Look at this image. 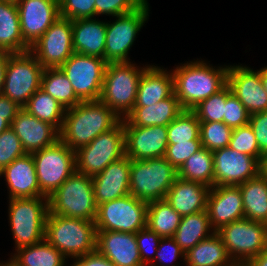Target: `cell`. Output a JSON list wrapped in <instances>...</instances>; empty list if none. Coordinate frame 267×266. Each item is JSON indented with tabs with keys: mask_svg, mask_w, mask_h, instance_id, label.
I'll use <instances>...</instances> for the list:
<instances>
[{
	"mask_svg": "<svg viewBox=\"0 0 267 266\" xmlns=\"http://www.w3.org/2000/svg\"><path fill=\"white\" fill-rule=\"evenodd\" d=\"M209 191L205 184L177 177L165 199L177 213L185 216L207 209Z\"/></svg>",
	"mask_w": 267,
	"mask_h": 266,
	"instance_id": "d4e9b609",
	"label": "cell"
},
{
	"mask_svg": "<svg viewBox=\"0 0 267 266\" xmlns=\"http://www.w3.org/2000/svg\"><path fill=\"white\" fill-rule=\"evenodd\" d=\"M164 243L168 244V246L164 245ZM156 254V258H158V261L160 262L167 260V258H169L170 261H173L181 254L182 257L185 256V252L180 248L173 237L161 238Z\"/></svg>",
	"mask_w": 267,
	"mask_h": 266,
	"instance_id": "681fc988",
	"label": "cell"
},
{
	"mask_svg": "<svg viewBox=\"0 0 267 266\" xmlns=\"http://www.w3.org/2000/svg\"><path fill=\"white\" fill-rule=\"evenodd\" d=\"M231 266H247L246 263H238V262H234Z\"/></svg>",
	"mask_w": 267,
	"mask_h": 266,
	"instance_id": "91938a15",
	"label": "cell"
},
{
	"mask_svg": "<svg viewBox=\"0 0 267 266\" xmlns=\"http://www.w3.org/2000/svg\"><path fill=\"white\" fill-rule=\"evenodd\" d=\"M0 266H19L12 258L10 260V262L5 263V264H0Z\"/></svg>",
	"mask_w": 267,
	"mask_h": 266,
	"instance_id": "680465c9",
	"label": "cell"
},
{
	"mask_svg": "<svg viewBox=\"0 0 267 266\" xmlns=\"http://www.w3.org/2000/svg\"><path fill=\"white\" fill-rule=\"evenodd\" d=\"M13 260L19 266H64L65 256L45 239L40 243L17 249Z\"/></svg>",
	"mask_w": 267,
	"mask_h": 266,
	"instance_id": "e575fe53",
	"label": "cell"
},
{
	"mask_svg": "<svg viewBox=\"0 0 267 266\" xmlns=\"http://www.w3.org/2000/svg\"><path fill=\"white\" fill-rule=\"evenodd\" d=\"M41 89L57 100L66 110L81 102L77 98L70 81L59 67L44 68Z\"/></svg>",
	"mask_w": 267,
	"mask_h": 266,
	"instance_id": "836d02e7",
	"label": "cell"
},
{
	"mask_svg": "<svg viewBox=\"0 0 267 266\" xmlns=\"http://www.w3.org/2000/svg\"><path fill=\"white\" fill-rule=\"evenodd\" d=\"M174 93L173 75L154 66L146 67L139 79L135 106H151Z\"/></svg>",
	"mask_w": 267,
	"mask_h": 266,
	"instance_id": "4316f807",
	"label": "cell"
},
{
	"mask_svg": "<svg viewBox=\"0 0 267 266\" xmlns=\"http://www.w3.org/2000/svg\"><path fill=\"white\" fill-rule=\"evenodd\" d=\"M247 266H267V248L256 257L250 259Z\"/></svg>",
	"mask_w": 267,
	"mask_h": 266,
	"instance_id": "db71d44e",
	"label": "cell"
},
{
	"mask_svg": "<svg viewBox=\"0 0 267 266\" xmlns=\"http://www.w3.org/2000/svg\"><path fill=\"white\" fill-rule=\"evenodd\" d=\"M107 62L96 56L73 53L59 68L81 101L99 100Z\"/></svg>",
	"mask_w": 267,
	"mask_h": 266,
	"instance_id": "4fadbf2b",
	"label": "cell"
},
{
	"mask_svg": "<svg viewBox=\"0 0 267 266\" xmlns=\"http://www.w3.org/2000/svg\"><path fill=\"white\" fill-rule=\"evenodd\" d=\"M249 116L250 114L247 112L245 106L231 93L226 98L223 122L231 128H237L248 125Z\"/></svg>",
	"mask_w": 267,
	"mask_h": 266,
	"instance_id": "f6af8a7d",
	"label": "cell"
},
{
	"mask_svg": "<svg viewBox=\"0 0 267 266\" xmlns=\"http://www.w3.org/2000/svg\"><path fill=\"white\" fill-rule=\"evenodd\" d=\"M214 186L239 185L260 173L261 163L230 147L213 151Z\"/></svg>",
	"mask_w": 267,
	"mask_h": 266,
	"instance_id": "e0dca14e",
	"label": "cell"
},
{
	"mask_svg": "<svg viewBox=\"0 0 267 266\" xmlns=\"http://www.w3.org/2000/svg\"><path fill=\"white\" fill-rule=\"evenodd\" d=\"M228 85L206 100L201 101L192 111L200 122H223L226 98L231 94Z\"/></svg>",
	"mask_w": 267,
	"mask_h": 266,
	"instance_id": "f35d334b",
	"label": "cell"
},
{
	"mask_svg": "<svg viewBox=\"0 0 267 266\" xmlns=\"http://www.w3.org/2000/svg\"><path fill=\"white\" fill-rule=\"evenodd\" d=\"M260 173L267 179V154L263 156L261 161Z\"/></svg>",
	"mask_w": 267,
	"mask_h": 266,
	"instance_id": "6f0895ef",
	"label": "cell"
},
{
	"mask_svg": "<svg viewBox=\"0 0 267 266\" xmlns=\"http://www.w3.org/2000/svg\"><path fill=\"white\" fill-rule=\"evenodd\" d=\"M45 240L64 256L77 258L96 250L97 229L93 221L48 213Z\"/></svg>",
	"mask_w": 267,
	"mask_h": 266,
	"instance_id": "3957f363",
	"label": "cell"
},
{
	"mask_svg": "<svg viewBox=\"0 0 267 266\" xmlns=\"http://www.w3.org/2000/svg\"><path fill=\"white\" fill-rule=\"evenodd\" d=\"M207 198V212L214 232L244 218L242 194L239 185L213 186Z\"/></svg>",
	"mask_w": 267,
	"mask_h": 266,
	"instance_id": "ffe728a7",
	"label": "cell"
},
{
	"mask_svg": "<svg viewBox=\"0 0 267 266\" xmlns=\"http://www.w3.org/2000/svg\"><path fill=\"white\" fill-rule=\"evenodd\" d=\"M9 203V219L16 248L43 241L49 212L48 197L10 198Z\"/></svg>",
	"mask_w": 267,
	"mask_h": 266,
	"instance_id": "52a82bcc",
	"label": "cell"
},
{
	"mask_svg": "<svg viewBox=\"0 0 267 266\" xmlns=\"http://www.w3.org/2000/svg\"><path fill=\"white\" fill-rule=\"evenodd\" d=\"M8 57H9V52L0 50V95L3 93Z\"/></svg>",
	"mask_w": 267,
	"mask_h": 266,
	"instance_id": "f5cc1de1",
	"label": "cell"
},
{
	"mask_svg": "<svg viewBox=\"0 0 267 266\" xmlns=\"http://www.w3.org/2000/svg\"><path fill=\"white\" fill-rule=\"evenodd\" d=\"M9 127L10 124L7 122V114H0V134Z\"/></svg>",
	"mask_w": 267,
	"mask_h": 266,
	"instance_id": "11a10c76",
	"label": "cell"
},
{
	"mask_svg": "<svg viewBox=\"0 0 267 266\" xmlns=\"http://www.w3.org/2000/svg\"><path fill=\"white\" fill-rule=\"evenodd\" d=\"M148 203L128 194L98 205L97 231L137 233L146 228Z\"/></svg>",
	"mask_w": 267,
	"mask_h": 266,
	"instance_id": "7c38bea8",
	"label": "cell"
},
{
	"mask_svg": "<svg viewBox=\"0 0 267 266\" xmlns=\"http://www.w3.org/2000/svg\"><path fill=\"white\" fill-rule=\"evenodd\" d=\"M145 69H136L129 61L107 63L99 100L119 117L121 113L126 117L135 106L139 79Z\"/></svg>",
	"mask_w": 267,
	"mask_h": 266,
	"instance_id": "8992f818",
	"label": "cell"
},
{
	"mask_svg": "<svg viewBox=\"0 0 267 266\" xmlns=\"http://www.w3.org/2000/svg\"><path fill=\"white\" fill-rule=\"evenodd\" d=\"M216 233L235 263H247L267 248V224L262 222L242 218L221 227Z\"/></svg>",
	"mask_w": 267,
	"mask_h": 266,
	"instance_id": "8fae6325",
	"label": "cell"
},
{
	"mask_svg": "<svg viewBox=\"0 0 267 266\" xmlns=\"http://www.w3.org/2000/svg\"><path fill=\"white\" fill-rule=\"evenodd\" d=\"M184 109L174 93L151 106H134L125 117L133 126H168Z\"/></svg>",
	"mask_w": 267,
	"mask_h": 266,
	"instance_id": "83f0119b",
	"label": "cell"
},
{
	"mask_svg": "<svg viewBox=\"0 0 267 266\" xmlns=\"http://www.w3.org/2000/svg\"><path fill=\"white\" fill-rule=\"evenodd\" d=\"M43 68H58L74 53L72 20L59 17L30 47ZM35 52V53H34Z\"/></svg>",
	"mask_w": 267,
	"mask_h": 266,
	"instance_id": "9a60e30c",
	"label": "cell"
},
{
	"mask_svg": "<svg viewBox=\"0 0 267 266\" xmlns=\"http://www.w3.org/2000/svg\"><path fill=\"white\" fill-rule=\"evenodd\" d=\"M229 67L213 69L206 63L191 62L172 73L174 95L184 110H192L201 101L227 85Z\"/></svg>",
	"mask_w": 267,
	"mask_h": 266,
	"instance_id": "7a4b0ae2",
	"label": "cell"
},
{
	"mask_svg": "<svg viewBox=\"0 0 267 266\" xmlns=\"http://www.w3.org/2000/svg\"><path fill=\"white\" fill-rule=\"evenodd\" d=\"M261 81L264 90L267 92V67L260 70Z\"/></svg>",
	"mask_w": 267,
	"mask_h": 266,
	"instance_id": "9f6ffc18",
	"label": "cell"
},
{
	"mask_svg": "<svg viewBox=\"0 0 267 266\" xmlns=\"http://www.w3.org/2000/svg\"><path fill=\"white\" fill-rule=\"evenodd\" d=\"M233 128L224 122H200V140L202 147L209 151L229 146Z\"/></svg>",
	"mask_w": 267,
	"mask_h": 266,
	"instance_id": "ab89813d",
	"label": "cell"
},
{
	"mask_svg": "<svg viewBox=\"0 0 267 266\" xmlns=\"http://www.w3.org/2000/svg\"><path fill=\"white\" fill-rule=\"evenodd\" d=\"M107 23L91 18L72 20L75 53L104 59Z\"/></svg>",
	"mask_w": 267,
	"mask_h": 266,
	"instance_id": "484cf974",
	"label": "cell"
},
{
	"mask_svg": "<svg viewBox=\"0 0 267 266\" xmlns=\"http://www.w3.org/2000/svg\"><path fill=\"white\" fill-rule=\"evenodd\" d=\"M242 194L244 218L267 224V179L259 173L239 184Z\"/></svg>",
	"mask_w": 267,
	"mask_h": 266,
	"instance_id": "4dcf8cb0",
	"label": "cell"
},
{
	"mask_svg": "<svg viewBox=\"0 0 267 266\" xmlns=\"http://www.w3.org/2000/svg\"><path fill=\"white\" fill-rule=\"evenodd\" d=\"M147 4L145 0L135 10L118 15L116 16L118 20L111 24L107 23L104 52V60L107 63L128 62V51L148 16Z\"/></svg>",
	"mask_w": 267,
	"mask_h": 266,
	"instance_id": "5bb4252c",
	"label": "cell"
},
{
	"mask_svg": "<svg viewBox=\"0 0 267 266\" xmlns=\"http://www.w3.org/2000/svg\"><path fill=\"white\" fill-rule=\"evenodd\" d=\"M10 127L21 141L27 154H32L55 144L60 139V131L52 124L41 121L22 108Z\"/></svg>",
	"mask_w": 267,
	"mask_h": 266,
	"instance_id": "44dd1931",
	"label": "cell"
},
{
	"mask_svg": "<svg viewBox=\"0 0 267 266\" xmlns=\"http://www.w3.org/2000/svg\"><path fill=\"white\" fill-rule=\"evenodd\" d=\"M73 266H116L113 262L99 253L97 250L77 257Z\"/></svg>",
	"mask_w": 267,
	"mask_h": 266,
	"instance_id": "f907efd6",
	"label": "cell"
},
{
	"mask_svg": "<svg viewBox=\"0 0 267 266\" xmlns=\"http://www.w3.org/2000/svg\"><path fill=\"white\" fill-rule=\"evenodd\" d=\"M168 144L178 142L201 141L200 121L192 110H183L167 126Z\"/></svg>",
	"mask_w": 267,
	"mask_h": 266,
	"instance_id": "74e56055",
	"label": "cell"
},
{
	"mask_svg": "<svg viewBox=\"0 0 267 266\" xmlns=\"http://www.w3.org/2000/svg\"><path fill=\"white\" fill-rule=\"evenodd\" d=\"M21 109V106L10 100L7 96L0 95V114H7V122L10 125Z\"/></svg>",
	"mask_w": 267,
	"mask_h": 266,
	"instance_id": "816d5d0a",
	"label": "cell"
},
{
	"mask_svg": "<svg viewBox=\"0 0 267 266\" xmlns=\"http://www.w3.org/2000/svg\"><path fill=\"white\" fill-rule=\"evenodd\" d=\"M43 70L32 52L9 53L2 94L23 108L41 88Z\"/></svg>",
	"mask_w": 267,
	"mask_h": 266,
	"instance_id": "30bf717a",
	"label": "cell"
},
{
	"mask_svg": "<svg viewBox=\"0 0 267 266\" xmlns=\"http://www.w3.org/2000/svg\"><path fill=\"white\" fill-rule=\"evenodd\" d=\"M125 130V155L130 160H146L164 157L168 139L167 126H133L123 118Z\"/></svg>",
	"mask_w": 267,
	"mask_h": 266,
	"instance_id": "2e32d148",
	"label": "cell"
},
{
	"mask_svg": "<svg viewBox=\"0 0 267 266\" xmlns=\"http://www.w3.org/2000/svg\"><path fill=\"white\" fill-rule=\"evenodd\" d=\"M181 219L166 199L148 203L146 227L161 238L173 237Z\"/></svg>",
	"mask_w": 267,
	"mask_h": 266,
	"instance_id": "d6a6232c",
	"label": "cell"
},
{
	"mask_svg": "<svg viewBox=\"0 0 267 266\" xmlns=\"http://www.w3.org/2000/svg\"><path fill=\"white\" fill-rule=\"evenodd\" d=\"M25 154L20 139L11 127L0 134V172L16 158Z\"/></svg>",
	"mask_w": 267,
	"mask_h": 266,
	"instance_id": "b9f144b4",
	"label": "cell"
},
{
	"mask_svg": "<svg viewBox=\"0 0 267 266\" xmlns=\"http://www.w3.org/2000/svg\"><path fill=\"white\" fill-rule=\"evenodd\" d=\"M160 240H161V237L157 233L149 230L147 227L142 229V230H139L136 233V242H137V246H138V249H139V252H140L141 261L145 266H147L146 265L147 262L150 261L149 260L150 257H148L149 250H148L147 244H145V243H147L146 241H149V242L152 241L151 243L155 247H153L151 243H149V244H151L150 245L151 248L155 250V251L153 250L152 252L156 253L157 252V247L159 245ZM145 254L147 255V257L145 256Z\"/></svg>",
	"mask_w": 267,
	"mask_h": 266,
	"instance_id": "c3c4849f",
	"label": "cell"
},
{
	"mask_svg": "<svg viewBox=\"0 0 267 266\" xmlns=\"http://www.w3.org/2000/svg\"><path fill=\"white\" fill-rule=\"evenodd\" d=\"M130 168L131 160L125 155L92 177L93 193L97 205L130 194Z\"/></svg>",
	"mask_w": 267,
	"mask_h": 266,
	"instance_id": "7402d4cb",
	"label": "cell"
},
{
	"mask_svg": "<svg viewBox=\"0 0 267 266\" xmlns=\"http://www.w3.org/2000/svg\"><path fill=\"white\" fill-rule=\"evenodd\" d=\"M145 0H95V15L118 16L138 8Z\"/></svg>",
	"mask_w": 267,
	"mask_h": 266,
	"instance_id": "bcb514c9",
	"label": "cell"
},
{
	"mask_svg": "<svg viewBox=\"0 0 267 266\" xmlns=\"http://www.w3.org/2000/svg\"><path fill=\"white\" fill-rule=\"evenodd\" d=\"M49 212L95 222L97 207L92 177L75 171L48 198Z\"/></svg>",
	"mask_w": 267,
	"mask_h": 266,
	"instance_id": "277c9868",
	"label": "cell"
},
{
	"mask_svg": "<svg viewBox=\"0 0 267 266\" xmlns=\"http://www.w3.org/2000/svg\"><path fill=\"white\" fill-rule=\"evenodd\" d=\"M23 108L39 120L61 130L66 109L41 88L30 97Z\"/></svg>",
	"mask_w": 267,
	"mask_h": 266,
	"instance_id": "8d00e7d4",
	"label": "cell"
},
{
	"mask_svg": "<svg viewBox=\"0 0 267 266\" xmlns=\"http://www.w3.org/2000/svg\"><path fill=\"white\" fill-rule=\"evenodd\" d=\"M178 177L196 181L209 186H214V162L213 151L205 147L195 152L185 161L178 170Z\"/></svg>",
	"mask_w": 267,
	"mask_h": 266,
	"instance_id": "d590c367",
	"label": "cell"
},
{
	"mask_svg": "<svg viewBox=\"0 0 267 266\" xmlns=\"http://www.w3.org/2000/svg\"><path fill=\"white\" fill-rule=\"evenodd\" d=\"M120 120V117L100 100L80 102L65 111L60 140L73 151H77L113 128Z\"/></svg>",
	"mask_w": 267,
	"mask_h": 266,
	"instance_id": "6da1fadb",
	"label": "cell"
},
{
	"mask_svg": "<svg viewBox=\"0 0 267 266\" xmlns=\"http://www.w3.org/2000/svg\"><path fill=\"white\" fill-rule=\"evenodd\" d=\"M227 85L251 115L267 111V92L263 88L260 71L247 67H229Z\"/></svg>",
	"mask_w": 267,
	"mask_h": 266,
	"instance_id": "d6986e66",
	"label": "cell"
},
{
	"mask_svg": "<svg viewBox=\"0 0 267 266\" xmlns=\"http://www.w3.org/2000/svg\"><path fill=\"white\" fill-rule=\"evenodd\" d=\"M178 171L165 157L131 160L130 195L150 203L165 199Z\"/></svg>",
	"mask_w": 267,
	"mask_h": 266,
	"instance_id": "5b68a950",
	"label": "cell"
},
{
	"mask_svg": "<svg viewBox=\"0 0 267 266\" xmlns=\"http://www.w3.org/2000/svg\"><path fill=\"white\" fill-rule=\"evenodd\" d=\"M0 50L22 53L30 50L24 42L15 1L0 0Z\"/></svg>",
	"mask_w": 267,
	"mask_h": 266,
	"instance_id": "f1b7e54d",
	"label": "cell"
},
{
	"mask_svg": "<svg viewBox=\"0 0 267 266\" xmlns=\"http://www.w3.org/2000/svg\"><path fill=\"white\" fill-rule=\"evenodd\" d=\"M60 17L77 20L95 16V0H59Z\"/></svg>",
	"mask_w": 267,
	"mask_h": 266,
	"instance_id": "7bdbcfd3",
	"label": "cell"
},
{
	"mask_svg": "<svg viewBox=\"0 0 267 266\" xmlns=\"http://www.w3.org/2000/svg\"><path fill=\"white\" fill-rule=\"evenodd\" d=\"M202 148L201 141L168 144L165 159L178 171L187 159Z\"/></svg>",
	"mask_w": 267,
	"mask_h": 266,
	"instance_id": "ee69618b",
	"label": "cell"
},
{
	"mask_svg": "<svg viewBox=\"0 0 267 266\" xmlns=\"http://www.w3.org/2000/svg\"><path fill=\"white\" fill-rule=\"evenodd\" d=\"M40 192L48 197L75 171V151L60 139L53 145L32 153Z\"/></svg>",
	"mask_w": 267,
	"mask_h": 266,
	"instance_id": "9c48e42d",
	"label": "cell"
},
{
	"mask_svg": "<svg viewBox=\"0 0 267 266\" xmlns=\"http://www.w3.org/2000/svg\"><path fill=\"white\" fill-rule=\"evenodd\" d=\"M21 34L31 47L60 17L59 0H17Z\"/></svg>",
	"mask_w": 267,
	"mask_h": 266,
	"instance_id": "ac0fdd59",
	"label": "cell"
},
{
	"mask_svg": "<svg viewBox=\"0 0 267 266\" xmlns=\"http://www.w3.org/2000/svg\"><path fill=\"white\" fill-rule=\"evenodd\" d=\"M211 228L207 210L182 216L181 222L173 238L180 248L186 253L198 242L207 239L206 235Z\"/></svg>",
	"mask_w": 267,
	"mask_h": 266,
	"instance_id": "1f68e13d",
	"label": "cell"
},
{
	"mask_svg": "<svg viewBox=\"0 0 267 266\" xmlns=\"http://www.w3.org/2000/svg\"><path fill=\"white\" fill-rule=\"evenodd\" d=\"M230 259L221 237L214 231L210 237L189 249L184 256L188 266H231L234 262H230Z\"/></svg>",
	"mask_w": 267,
	"mask_h": 266,
	"instance_id": "f546056e",
	"label": "cell"
},
{
	"mask_svg": "<svg viewBox=\"0 0 267 266\" xmlns=\"http://www.w3.org/2000/svg\"><path fill=\"white\" fill-rule=\"evenodd\" d=\"M2 174L6 177L11 199L45 197L40 192L32 154L16 158L0 172V176Z\"/></svg>",
	"mask_w": 267,
	"mask_h": 266,
	"instance_id": "cb8c5ba5",
	"label": "cell"
},
{
	"mask_svg": "<svg viewBox=\"0 0 267 266\" xmlns=\"http://www.w3.org/2000/svg\"><path fill=\"white\" fill-rule=\"evenodd\" d=\"M256 137L260 152L267 154V111L258 112L249 116L248 123Z\"/></svg>",
	"mask_w": 267,
	"mask_h": 266,
	"instance_id": "7dc6e473",
	"label": "cell"
},
{
	"mask_svg": "<svg viewBox=\"0 0 267 266\" xmlns=\"http://www.w3.org/2000/svg\"><path fill=\"white\" fill-rule=\"evenodd\" d=\"M123 156H125V130L122 119L113 128L75 151L76 171L94 177Z\"/></svg>",
	"mask_w": 267,
	"mask_h": 266,
	"instance_id": "ba28073f",
	"label": "cell"
},
{
	"mask_svg": "<svg viewBox=\"0 0 267 266\" xmlns=\"http://www.w3.org/2000/svg\"><path fill=\"white\" fill-rule=\"evenodd\" d=\"M228 147L240 153L255 157L260 163L264 156L260 152L255 134L249 124L233 128Z\"/></svg>",
	"mask_w": 267,
	"mask_h": 266,
	"instance_id": "60d3db41",
	"label": "cell"
},
{
	"mask_svg": "<svg viewBox=\"0 0 267 266\" xmlns=\"http://www.w3.org/2000/svg\"><path fill=\"white\" fill-rule=\"evenodd\" d=\"M96 250L116 266H145L141 261L136 233L97 231Z\"/></svg>",
	"mask_w": 267,
	"mask_h": 266,
	"instance_id": "603a6c76",
	"label": "cell"
}]
</instances>
